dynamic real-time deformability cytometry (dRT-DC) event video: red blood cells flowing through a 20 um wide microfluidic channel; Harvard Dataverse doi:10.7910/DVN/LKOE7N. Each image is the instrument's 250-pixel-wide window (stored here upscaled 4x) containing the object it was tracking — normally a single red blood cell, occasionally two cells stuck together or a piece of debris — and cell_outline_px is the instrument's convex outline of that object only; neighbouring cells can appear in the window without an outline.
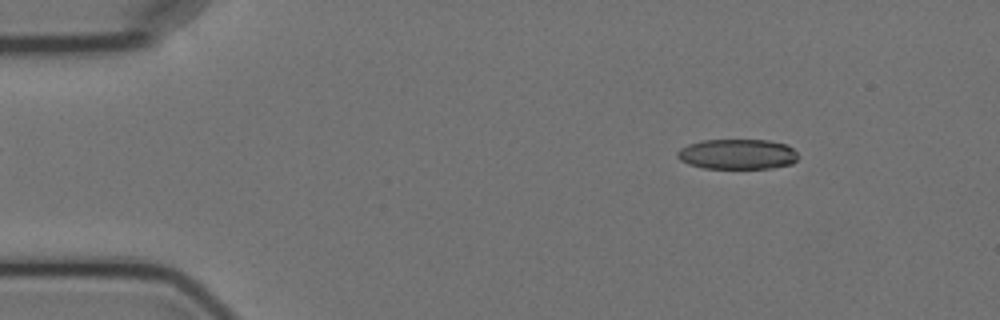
{"species": "Egyptian fruit bat (a non-hibernating species)", "species_latin": "Rousettus aegyptiacus", "temperature_condition": "cold", "stored_images_in_passage": 6, "camera_frame_rate_fps": 3000, "um_per_image_px": 0.085, "animal": {"sex": "female"}, "frame": {"image": 1, "passage_image": 3, "time_ms": 2.333, "image_size_px": [1000, 320], "cell_outline_px": [[800, 156], [792, 164], [772, 168], [704, 168], [688, 164], [680, 160], [676, 156], [676, 152], [680, 148], [688, 144], [700, 140], [768, 140], [788, 144]], "centroid_in_image_um": [62.68, 13.1], "position_along_channel_um": 22.3, "area_um2": 21.5}}
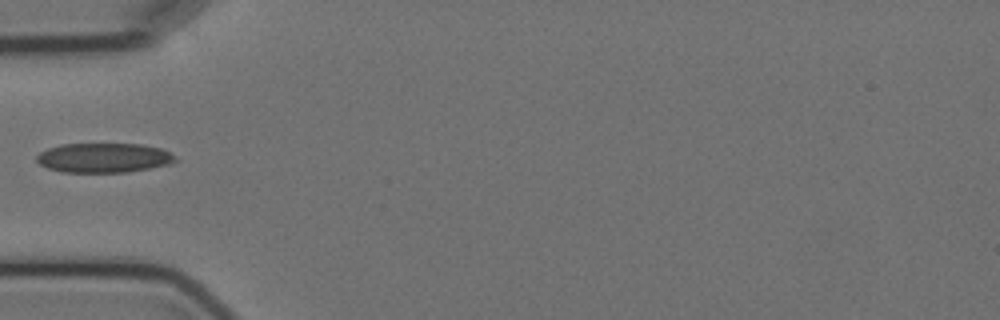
{"frame": {"image": 2, "passage_image": 6, "time_ms": 6.0, "image_size_px": [1000, 320], "cell_outline_px": [[180, 160], [172, 164], [128, 172], [60, 172], [48, 168], [40, 164], [36, 160], [36, 156], [40, 152], [48, 148], [60, 144], [140, 144], [160, 148], [168, 152]], "centroid_in_image_um": [8.83, 13.42], "position_along_channel_um": 76.2, "area_um2": 23.99}}